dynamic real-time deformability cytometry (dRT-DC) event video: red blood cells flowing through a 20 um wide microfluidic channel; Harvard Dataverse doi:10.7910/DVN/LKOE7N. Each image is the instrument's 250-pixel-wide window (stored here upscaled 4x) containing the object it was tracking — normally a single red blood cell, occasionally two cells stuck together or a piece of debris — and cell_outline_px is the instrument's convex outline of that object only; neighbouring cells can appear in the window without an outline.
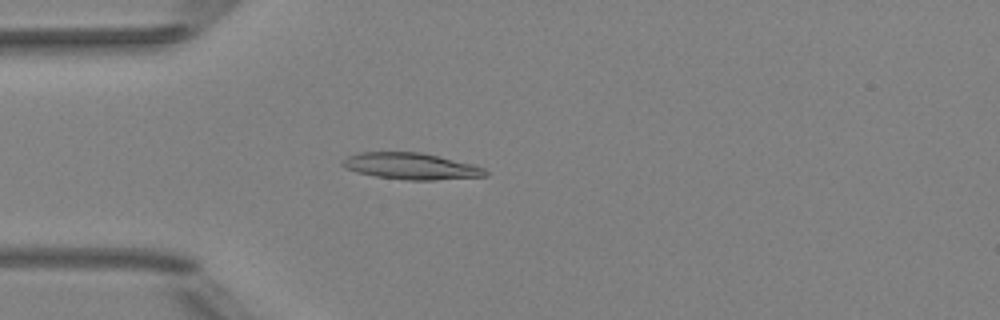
{"species": "Egyptian fruit bat (a non-hibernating species)", "species_latin": "Rousettus aegyptiacus", "temperature_condition": "room temperature", "stored_images_in_passage": 1, "camera_frame_rate_fps": 3000, "um_per_image_px": 0.085, "animal": {"sex": "female"}, "frame": {"image": 1, "passage_image": 1, "time_ms": 0.0, "image_size_px": [1000, 320], "cell_outline_px": [[488, 176], [432, 180], [408, 180], [376, 176], [356, 172], [344, 168], [340, 164], [340, 160], [348, 156], [360, 152], [420, 152], [472, 164], [484, 168], [488, 172]], "centroid_in_image_um": [34.89, 14.12], "position_along_channel_um": 50.1, "area_um2": 22.02}}